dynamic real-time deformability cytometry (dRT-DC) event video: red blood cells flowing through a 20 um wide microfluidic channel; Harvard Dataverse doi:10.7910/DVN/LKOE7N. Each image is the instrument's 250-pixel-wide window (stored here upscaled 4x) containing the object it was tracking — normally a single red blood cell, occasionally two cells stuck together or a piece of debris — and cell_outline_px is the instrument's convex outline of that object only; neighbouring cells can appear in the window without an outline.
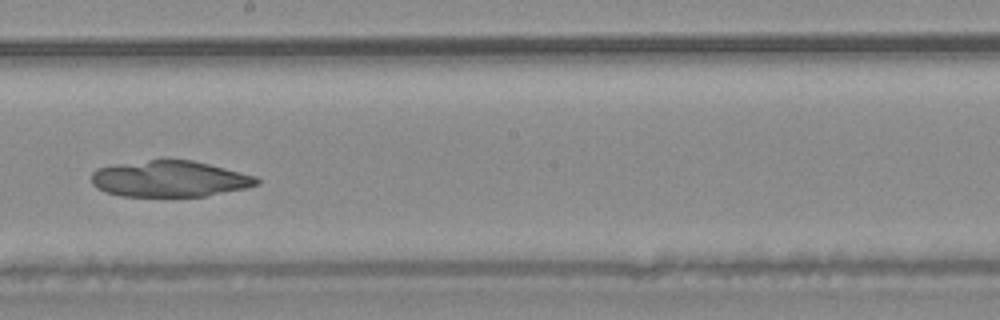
{"species": "common noctule bat (a hibernating species)", "species_latin": "Nyctalus noctula", "temperature_condition": "warm", "stored_images_in_passage": 47, "camera_frame_rate_fps": 3000, "um_per_image_px": 0.085, "animal": {"sex": "male", "body_mass_g": 20.4}, "frame": {"image": 1, "passage_image": 27, "time_ms": 8.667, "image_size_px": [1000, 320], "cell_outline_px": [[260, 184], [248, 188], [204, 196], [120, 196], [104, 192], [96, 188], [92, 184], [92, 172], [96, 168], [116, 164], [148, 160], [192, 160], [256, 176], [260, 180]], "centroid_in_image_um": [14.41, 15.21], "position_along_channel_um": 233.8, "area_um2": 34.85}}
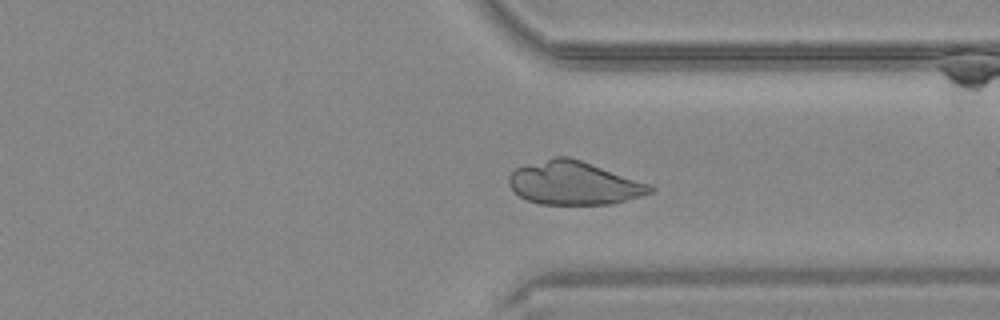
{"frame": {"image": 2, "passage_image": 36, "time_ms": 11.667, "image_size_px": [1000, 320], "cell_outline_px": [[656, 188], [652, 192], [640, 196], [612, 204], [540, 204], [528, 200], [520, 196], [508, 184], [508, 176], [516, 168], [556, 156], [568, 156], [580, 160], [648, 184]], "centroid_in_image_um": [48.76, 15.57], "position_along_channel_um": 362.6, "area_um2": 35.08}}